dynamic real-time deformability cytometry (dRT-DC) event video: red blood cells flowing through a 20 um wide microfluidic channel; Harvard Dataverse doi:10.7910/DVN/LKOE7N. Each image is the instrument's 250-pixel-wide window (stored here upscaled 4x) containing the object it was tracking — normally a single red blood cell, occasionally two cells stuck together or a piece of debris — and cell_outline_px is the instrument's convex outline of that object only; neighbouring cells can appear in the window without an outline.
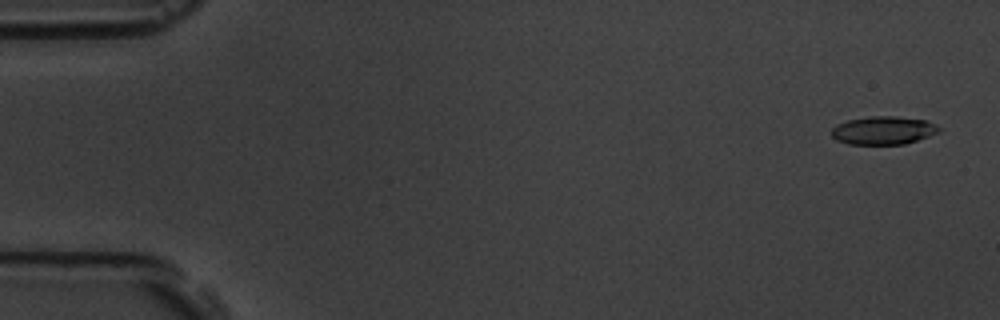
{"species": "common noctule bat (a hibernating species)", "species_latin": "Nyctalus noctula", "temperature_condition": "room temperature", "stored_images_in_passage": 17, "camera_frame_rate_fps": 3000, "um_per_image_px": 0.085, "animal": {"sex": "male", "body_mass_g": 19.5, "forearm_length_mm": 54.6}, "frame": {"image": 1, "passage_image": 3, "time_ms": 0.667, "image_size_px": [1000, 320], "cell_outline_px": [[940, 132], [904, 144], [848, 144], [836, 140], [832, 136], [832, 128], [836, 124], [848, 120], [872, 116], [896, 116], [924, 120], [940, 128]], "centroid_in_image_um": [75.04, 11.08], "position_along_channel_um": 10.0, "area_um2": 17.46}}